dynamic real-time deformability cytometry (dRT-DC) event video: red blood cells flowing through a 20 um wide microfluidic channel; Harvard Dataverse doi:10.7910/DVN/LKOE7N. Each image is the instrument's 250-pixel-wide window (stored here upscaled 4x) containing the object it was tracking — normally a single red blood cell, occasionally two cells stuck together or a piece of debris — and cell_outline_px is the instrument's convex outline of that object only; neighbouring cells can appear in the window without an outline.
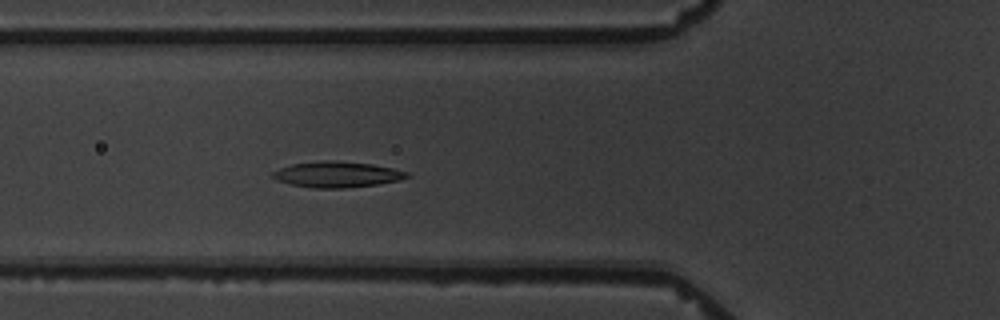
{"species": "common noctule bat (a hibernating species)", "species_latin": "Nyctalus noctula", "temperature_condition": "warm", "stored_images_in_passage": 7, "camera_frame_rate_fps": 3000, "um_per_image_px": 0.085, "animal": {"sex": "male", "body_mass_g": 19.5, "forearm_length_mm": 54.6}, "frame": {"image": 1, "passage_image": 7, "time_ms": 7.0, "image_size_px": [1000, 320], "cell_outline_px": [[412, 176], [400, 180], [376, 184], [344, 188], [312, 188], [292, 184], [276, 180], [272, 176], [272, 172], [280, 168], [292, 164], [324, 160], [372, 164], [392, 168], [408, 172]], "centroid_in_image_um": [28.66, 14.83], "position_along_channel_um": 97.1, "area_um2": 20.0}}